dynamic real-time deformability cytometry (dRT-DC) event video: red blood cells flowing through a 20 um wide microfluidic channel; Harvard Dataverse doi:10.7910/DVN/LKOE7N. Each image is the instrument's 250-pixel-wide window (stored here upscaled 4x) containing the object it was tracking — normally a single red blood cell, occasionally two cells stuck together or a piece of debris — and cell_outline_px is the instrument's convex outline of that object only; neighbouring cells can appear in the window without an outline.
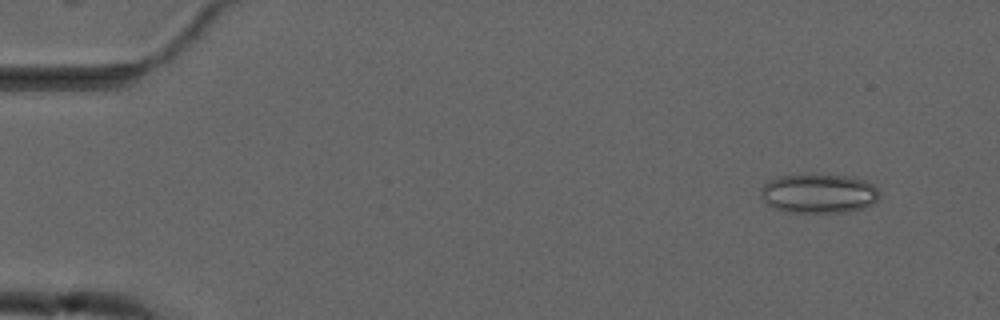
{"species": "common noctule bat (a hibernating species)", "species_latin": "Nyctalus noctula", "temperature_condition": "cold", "stored_images_in_passage": 11, "camera_frame_rate_fps": 3000, "um_per_image_px": 0.085, "animal": {"sex": "male", "forearm_length_mm": 52.5}, "frame": {"image": 1, "passage_image": 2, "time_ms": 1.333, "image_size_px": [1000, 320], "cell_outline_px": [[880, 196], [872, 204], [864, 208], [844, 212], [788, 212], [772, 208], [760, 196], [760, 188], [768, 180], [780, 176], [812, 172], [844, 176], [864, 180], [872, 184], [880, 192]], "centroid_in_image_um": [69.55, 16.42], "position_along_channel_um": 15.4, "area_um2": 27.74}}
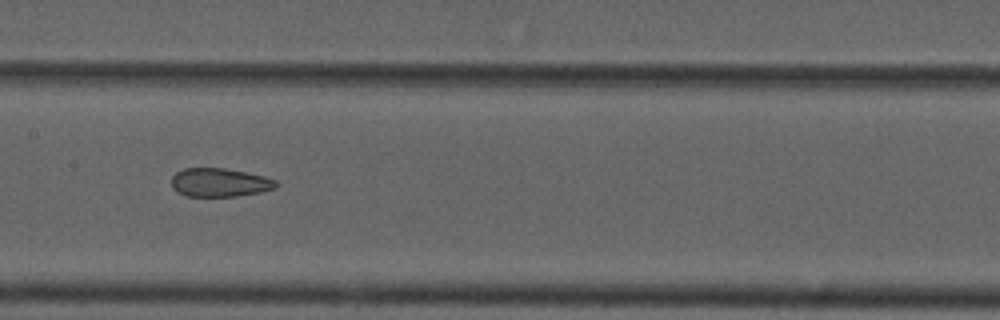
{"frame": {"image": 2, "passage_image": 8, "time_ms": 9.0, "image_size_px": [1000, 320], "cell_outline_px": [[280, 184], [276, 188], [260, 192], [236, 196], [184, 196], [176, 192], [172, 188], [172, 176], [176, 172], [184, 168], [224, 168], [264, 176], [276, 180]], "centroid_in_image_um": [18.66, 15.51], "position_along_channel_um": 188.7, "area_um2": 17.51}}
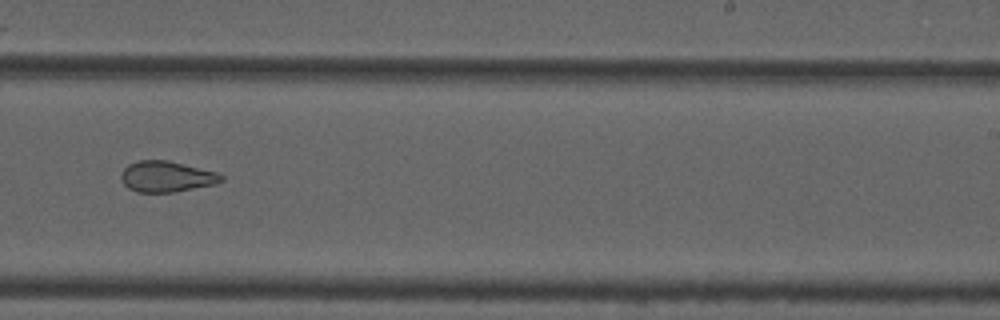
{"frame": {"image": 3, "passage_image": 10, "time_ms": 11.333, "image_size_px": [1000, 320], "cell_outline_px": [[224, 180], [216, 184], [176, 192], [136, 192], [128, 188], [120, 180], [120, 172], [128, 164], [140, 160], [168, 160], [216, 172], [224, 176]], "centroid_in_image_um": [14.14, 15.01], "position_along_channel_um": 274.9, "area_um2": 18.21}}